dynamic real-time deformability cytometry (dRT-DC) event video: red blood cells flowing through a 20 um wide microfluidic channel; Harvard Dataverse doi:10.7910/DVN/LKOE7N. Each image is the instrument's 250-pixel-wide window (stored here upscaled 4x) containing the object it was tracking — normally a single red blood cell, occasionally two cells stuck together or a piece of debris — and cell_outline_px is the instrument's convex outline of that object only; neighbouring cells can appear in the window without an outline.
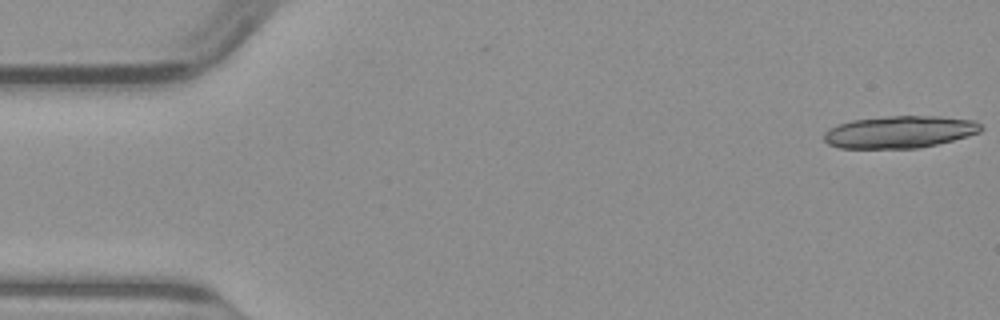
{"species": "common noctule bat (a hibernating species)", "species_latin": "Nyctalus noctula", "temperature_condition": "warm", "stored_images_in_passage": 17, "camera_frame_rate_fps": 3000, "um_per_image_px": 0.085, "animal": {"sex": "male", "body_mass_g": 23.1, "forearm_length_mm": 52.7}, "frame": {"image": 1, "passage_image": 1, "time_ms": 0.0, "image_size_px": [1000, 320], "cell_outline_px": [[984, 128], [980, 132], [968, 136], [920, 148], [840, 148], [828, 144], [824, 140], [824, 132], [828, 128], [852, 120], [888, 116], [940, 116], [976, 120]], "centroid_in_image_um": [76.49, 11.21], "position_along_channel_um": 8.5, "area_um2": 29.54}}